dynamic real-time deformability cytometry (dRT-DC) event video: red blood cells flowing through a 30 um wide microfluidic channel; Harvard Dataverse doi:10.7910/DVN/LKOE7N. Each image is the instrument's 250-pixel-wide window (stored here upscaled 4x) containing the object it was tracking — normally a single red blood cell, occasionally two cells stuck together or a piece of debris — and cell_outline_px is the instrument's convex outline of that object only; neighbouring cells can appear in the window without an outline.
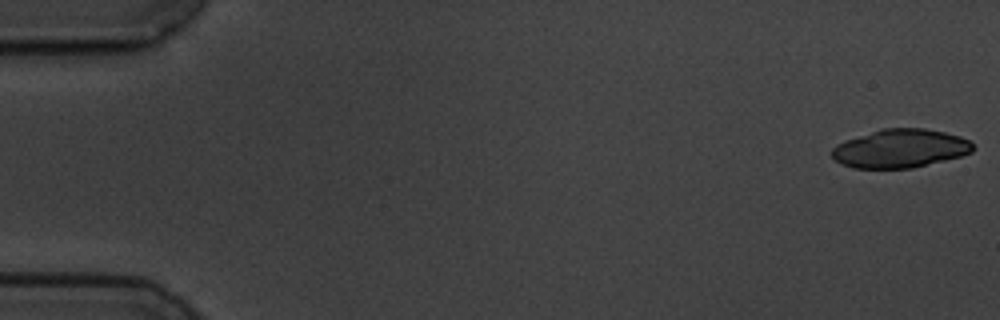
{"species": "common noctule bat (a hibernating species)", "species_latin": "Nyctalus noctula", "temperature_condition": "cold", "stored_images_in_passage": 23, "camera_frame_rate_fps": 3000, "um_per_image_px": 0.085, "animal": {"sex": "male", "body_mass_g": 19.5, "forearm_length_mm": 54.6}, "frame": {"image": 1, "passage_image": 1, "time_ms": 0.0, "image_size_px": [1000, 320], "cell_outline_px": [[976, 148], [972, 152], [960, 156], [912, 168], [852, 168], [840, 164], [832, 160], [832, 148], [836, 144], [844, 140], [880, 128], [924, 128], [944, 132], [960, 136], [968, 140]], "centroid_in_image_um": [76.47, 12.62], "position_along_channel_um": 8.5, "area_um2": 31.91}}